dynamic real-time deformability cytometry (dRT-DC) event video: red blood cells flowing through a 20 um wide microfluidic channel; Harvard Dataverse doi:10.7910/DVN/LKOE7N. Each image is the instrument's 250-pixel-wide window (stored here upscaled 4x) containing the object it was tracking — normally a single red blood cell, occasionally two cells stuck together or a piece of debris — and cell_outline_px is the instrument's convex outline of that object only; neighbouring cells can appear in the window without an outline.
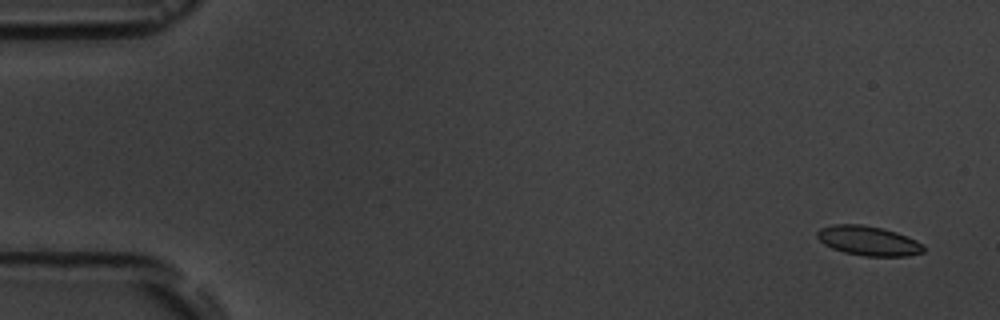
{"species": "common noctule bat (a hibernating species)", "species_latin": "Nyctalus noctula", "temperature_condition": "room temperature", "stored_images_in_passage": 15, "camera_frame_rate_fps": 3000, "um_per_image_px": 0.085, "animal": {"sex": "male", "body_mass_g": 19.5, "forearm_length_mm": 54.6}, "frame": {"image": 1, "passage_image": 1, "time_ms": 0.0, "image_size_px": [1000, 320], "cell_outline_px": [[924, 252], [908, 256], [864, 256], [844, 252], [832, 248], [824, 244], [816, 236], [816, 232], [820, 228], [832, 224], [860, 224], [880, 228], [896, 232], [916, 240], [924, 248]], "centroid_in_image_um": [73.78, 20.46], "position_along_channel_um": 11.2, "area_um2": 18.21}}
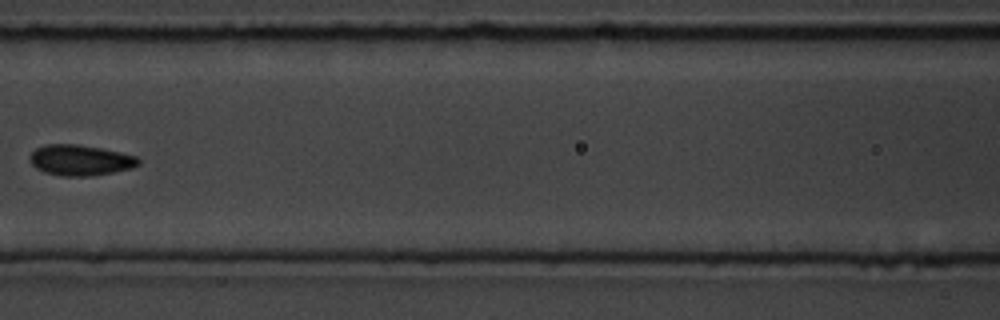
{"frame": {"image": 2, "passage_image": 7, "time_ms": 7.667, "image_size_px": [1000, 320], "cell_outline_px": [[140, 164], [132, 168], [92, 176], [60, 176], [44, 172], [36, 168], [32, 164], [32, 152], [36, 148], [44, 144], [76, 144], [100, 148], [120, 152], [136, 156], [140, 160]], "centroid_in_image_um": [6.84, 13.62], "position_along_channel_um": 159.8, "area_um2": 19.31}}
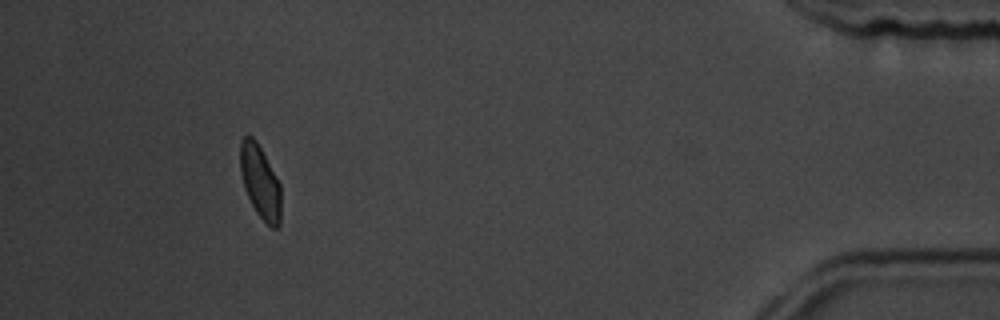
{"frame": {"image": 3, "passage_image": 14, "time_ms": 16.333, "image_size_px": [1000, 320], "cell_outline_px": [[280, 224], [276, 228], [272, 228], [256, 212], [244, 188], [240, 172], [240, 140], [244, 136], [252, 136], [256, 140], [276, 176], [280, 184]], "centroid_in_image_um": [22.1, 15.44], "position_along_channel_um": 413.1, "area_um2": 17.22}, "authors_computed_cell_mechanics": {"area_um2": 18.4382, "velocity_mm_per_s": 3.6469, "shape_relaxation_time_tau1_ms": 3.5183, "shape_relaxation_time_tau2_ms": 1.4897, "deformation_change_tau1": 0.0903, "deformation_change_tau2": 0.0664}}